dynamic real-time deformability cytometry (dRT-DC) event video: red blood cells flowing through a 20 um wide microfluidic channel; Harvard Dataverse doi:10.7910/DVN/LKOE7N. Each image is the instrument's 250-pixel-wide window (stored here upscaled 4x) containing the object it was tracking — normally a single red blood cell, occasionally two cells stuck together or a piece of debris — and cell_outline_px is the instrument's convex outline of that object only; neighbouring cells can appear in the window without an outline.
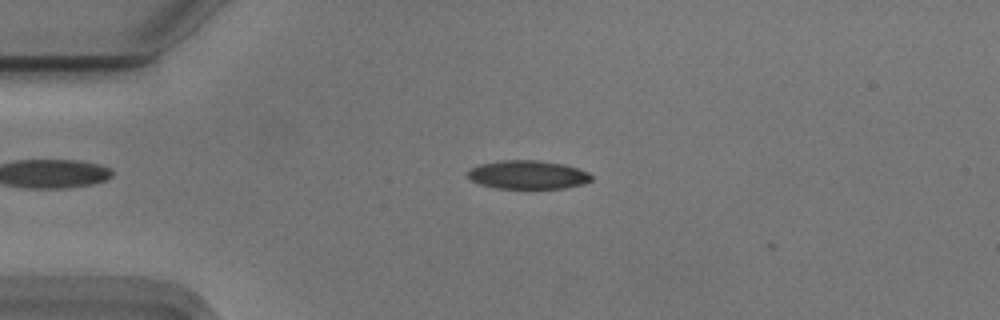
{"species": "Egyptian fruit bat (a non-hibernating species)", "species_latin": "Rousettus aegyptiacus", "temperature_condition": "cold", "stored_images_in_passage": 8, "camera_frame_rate_fps": 3000, "um_per_image_px": 0.085, "animal": {"sex": "male"}, "frame": {"image": 1, "passage_image": 5, "time_ms": 1.333, "image_size_px": [1000, 320], "cell_outline_px": [[592, 180], [584, 184], [564, 188], [500, 188], [480, 184], [472, 180], [468, 176], [468, 172], [472, 168], [480, 164], [500, 160], [540, 160], [564, 164], [588, 172], [592, 176]], "centroid_in_image_um": [44.9, 14.84], "position_along_channel_um": 40.1, "area_um2": 20.46}}